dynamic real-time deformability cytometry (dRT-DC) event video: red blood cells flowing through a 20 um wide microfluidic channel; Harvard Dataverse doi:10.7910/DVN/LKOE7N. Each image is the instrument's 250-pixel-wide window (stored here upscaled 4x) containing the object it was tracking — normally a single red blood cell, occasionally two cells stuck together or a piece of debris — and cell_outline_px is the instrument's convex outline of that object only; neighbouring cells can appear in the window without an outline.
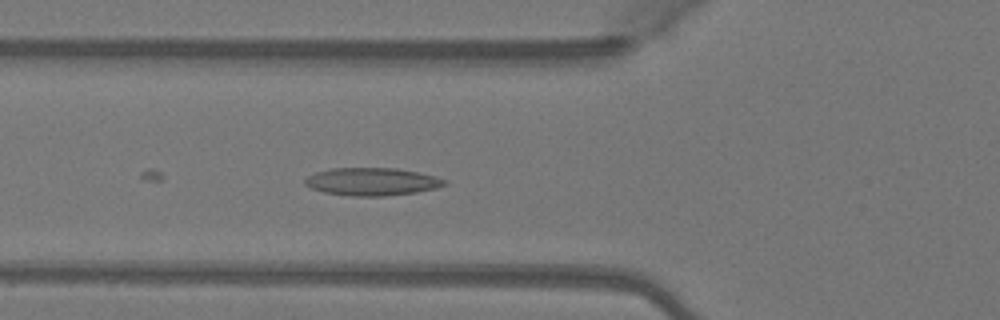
{"species": "Egyptian fruit bat (a non-hibernating species)", "species_latin": "Rousettus aegyptiacus", "temperature_condition": "warm", "stored_images_in_passage": 8, "camera_frame_rate_fps": 3000, "um_per_image_px": 0.085, "animal": {"sex": "female"}, "frame": {"image": 1, "passage_image": 8, "time_ms": 2.333, "image_size_px": [1000, 320], "cell_outline_px": [[448, 184], [436, 188], [416, 192], [384, 196], [352, 196], [324, 192], [312, 188], [304, 184], [304, 180], [308, 176], [316, 172], [332, 168], [396, 168], [436, 176], [448, 180]], "centroid_in_image_um": [31.64, 15.44], "position_along_channel_um": 94.2, "area_um2": 22.54}}